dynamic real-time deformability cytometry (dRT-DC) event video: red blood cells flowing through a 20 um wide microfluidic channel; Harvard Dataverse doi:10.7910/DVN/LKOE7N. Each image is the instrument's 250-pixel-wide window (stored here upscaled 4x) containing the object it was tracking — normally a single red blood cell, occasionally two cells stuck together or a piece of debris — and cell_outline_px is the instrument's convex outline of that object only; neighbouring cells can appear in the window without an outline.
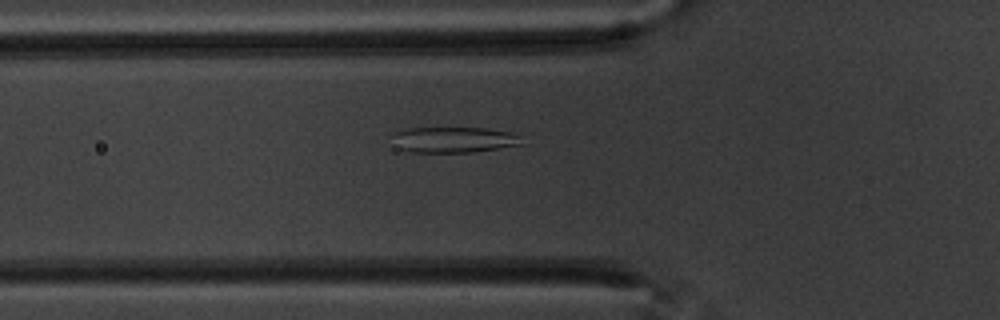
{"species": "common noctule bat (a hibernating species)", "species_latin": "Nyctalus noctula", "temperature_condition": "warm", "stored_images_in_passage": 36, "camera_frame_rate_fps": 3000, "um_per_image_px": 0.085, "animal": {"sex": "male", "body_mass_g": 20.1, "forearm_length_mm": 53.5}, "frame": {"image": 1, "passage_image": 2, "time_ms": 0.333, "image_size_px": [1000, 320], "cell_outline_px": [[528, 144], [472, 152], [412, 152], [396, 148], [396, 132], [404, 128], [484, 128], [508, 132], [520, 136]], "centroid_in_image_um": [38.66, 11.88], "position_along_channel_um": 87.1, "area_um2": 19.36}}
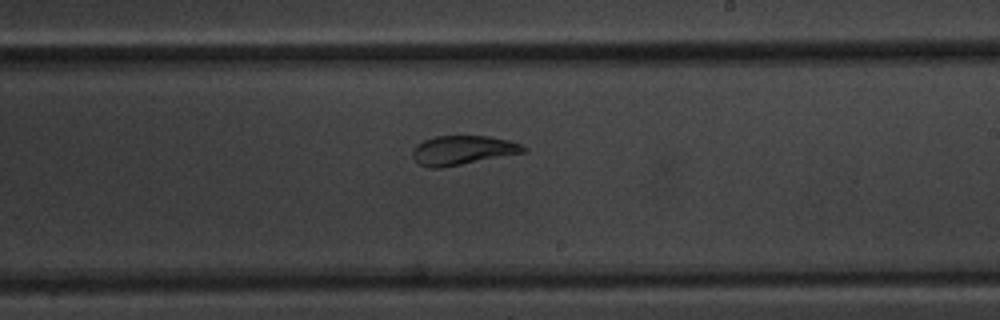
{"frame": {"image": 2, "passage_image": 16, "time_ms": 5.0, "image_size_px": [1000, 320], "cell_outline_px": [[528, 152], [440, 168], [428, 168], [420, 164], [412, 156], [412, 148], [416, 144], [424, 140], [436, 136], [488, 136], [508, 140], [520, 144], [528, 148]], "centroid_in_image_um": [39.33, 12.77], "position_along_channel_um": 249.7, "area_um2": 18.96}}
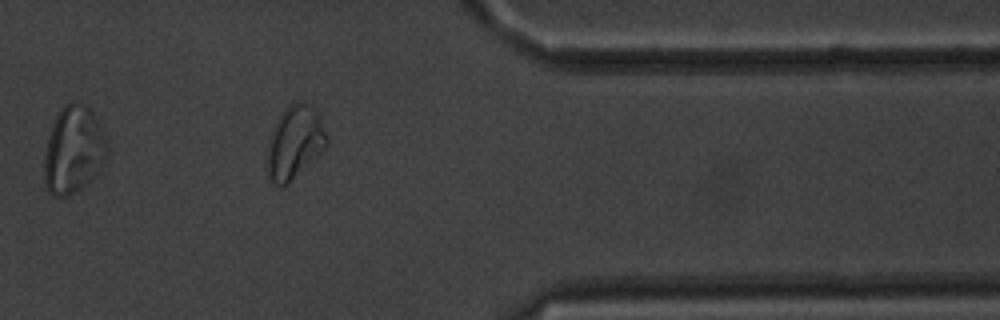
{"frame": {"image": 3, "passage_image": 29, "time_ms": 9.333, "image_size_px": [1000, 320], "cell_outline_px": [[108, 156], [92, 180], [68, 196], [56, 196], [48, 192], [44, 184], [44, 156], [48, 136], [52, 124], [60, 108], [64, 104], [84, 104], [92, 112], [104, 132], [108, 144]], "centroid_in_image_um": [6.25, 12.77], "position_along_channel_um": 405.2, "area_um2": 32.08}}